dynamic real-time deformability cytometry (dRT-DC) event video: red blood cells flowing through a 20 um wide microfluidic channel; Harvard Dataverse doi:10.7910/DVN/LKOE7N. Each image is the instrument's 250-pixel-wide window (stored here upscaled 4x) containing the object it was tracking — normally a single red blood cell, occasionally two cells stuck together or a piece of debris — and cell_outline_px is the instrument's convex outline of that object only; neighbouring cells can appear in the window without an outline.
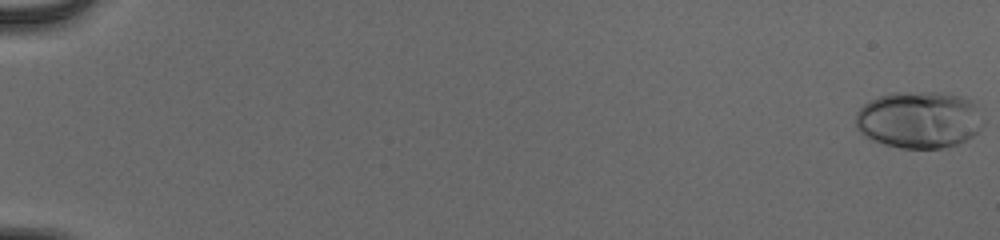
{"species": "human", "species_latin": "Homo sapiens", "temperature_condition": "cold", "stored_images_in_passage": 55, "camera_frame_rate_fps": 3000, "um_per_image_px": 0.085, "donor": {"sex": "male"}, "frame": {"image": 1, "passage_image": 1, "time_ms": 0.0, "image_size_px": [1000, 240], "cell_outline_px": [[984, 124], [972, 136], [956, 144], [944, 148], [900, 148], [884, 144], [872, 140], [860, 132], [856, 128], [856, 112], [864, 104], [880, 96], [892, 92], [940, 92], [964, 96], [972, 100], [976, 104], [984, 120]], "centroid_in_image_um": [78.14, 10.16], "position_along_channel_um": 6.9, "area_um2": 42.66}}
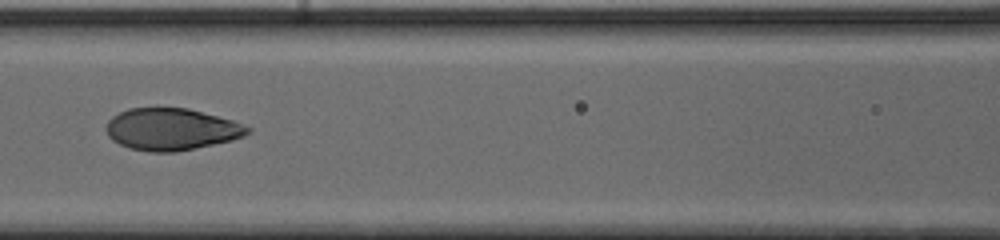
{"frame": {"image": 2, "passage_image": 28, "time_ms": 9.0, "image_size_px": [1000, 240], "cell_outline_px": [[252, 132], [244, 136], [232, 140], [196, 148], [176, 152], [148, 152], [128, 148], [112, 140], [108, 136], [104, 128], [108, 120], [112, 116], [128, 108], [188, 108], [232, 120], [252, 128]], "centroid_in_image_um": [14.55, 10.99], "position_along_channel_um": 152.1, "area_um2": 34.8}}
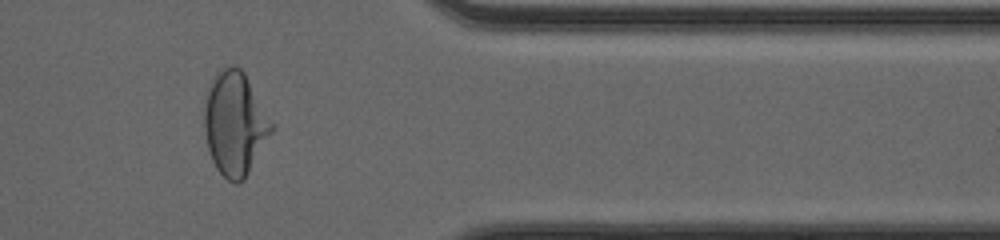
{"frame": {"image": 3, "passage_image": 47, "time_ms": 15.333, "image_size_px": [1000, 240], "cell_outline_px": [[276, 128], [244, 180], [236, 184], [228, 180], [216, 168], [212, 160], [208, 148], [204, 128], [204, 108], [208, 88], [216, 72], [224, 68], [240, 68], [244, 72]], "centroid_in_image_um": [19.99, 10.54], "position_along_channel_um": 391.4, "area_um2": 40.4}, "authors_computed_cell_mechanics": {"area_um2": 36.3562, "velocity_mm_per_s": 3.9666, "shape_relaxation_time_tau1_ms": 4.2826, "shape_relaxation_time_tau2_ms": null, "deformation_change_tau1": 0.2133, "deformation_change_tau2": null}}